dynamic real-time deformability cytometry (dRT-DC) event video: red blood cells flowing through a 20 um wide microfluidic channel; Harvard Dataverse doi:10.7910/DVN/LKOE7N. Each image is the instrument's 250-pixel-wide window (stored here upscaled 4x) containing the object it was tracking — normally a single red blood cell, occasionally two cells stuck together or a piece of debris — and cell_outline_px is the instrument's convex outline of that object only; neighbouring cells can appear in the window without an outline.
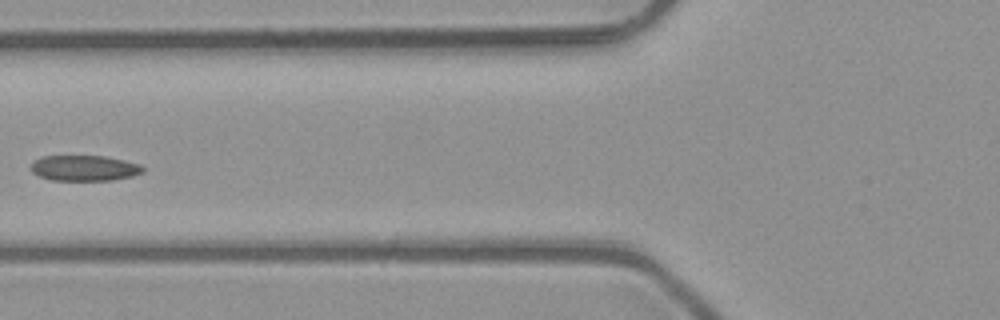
{"species": "common noctule bat (a hibernating species)", "species_latin": "Nyctalus noctula", "temperature_condition": "room temperature", "stored_images_in_passage": 6, "camera_frame_rate_fps": 3000, "um_per_image_px": 0.085, "animal": {"sex": "male", "body_mass_g": 23.1, "forearm_length_mm": 52.7}, "frame": {"image": 1, "passage_image": 5, "time_ms": 1.333, "image_size_px": [1000, 320], "cell_outline_px": [[144, 172], [132, 176], [112, 180], [52, 180], [40, 176], [32, 172], [32, 160], [40, 156], [104, 156], [124, 160], [140, 164], [144, 168]], "centroid_in_image_um": [7.17, 14.28], "position_along_channel_um": 118.6, "area_um2": 16.7}}
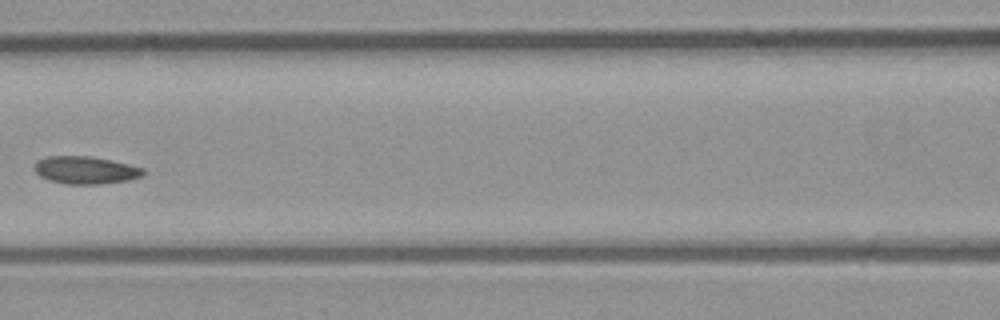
{"frame": {"image": 2, "passage_image": 6, "time_ms": 1.667, "image_size_px": [1000, 320], "cell_outline_px": [[144, 172], [140, 176], [128, 180], [100, 184], [64, 184], [48, 180], [40, 176], [32, 168], [36, 160], [48, 156], [88, 156], [112, 160], [144, 168]], "centroid_in_image_um": [7.21, 14.46], "position_along_channel_um": 159.4, "area_um2": 17.57}}